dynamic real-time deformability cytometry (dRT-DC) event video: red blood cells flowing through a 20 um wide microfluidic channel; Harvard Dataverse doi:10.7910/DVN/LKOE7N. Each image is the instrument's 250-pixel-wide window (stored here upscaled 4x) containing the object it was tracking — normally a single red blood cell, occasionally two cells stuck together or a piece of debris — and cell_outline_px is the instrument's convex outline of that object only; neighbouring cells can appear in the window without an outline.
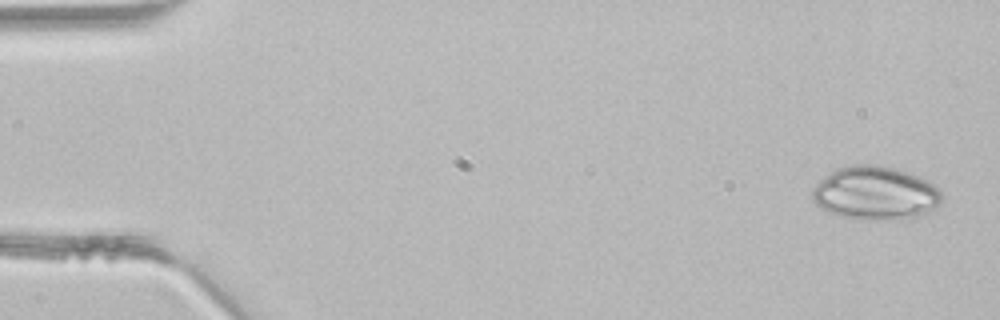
{"species": "common noctule bat (a hibernating species)", "species_latin": "Nyctalus noctula", "temperature_condition": "room temperature", "stored_images_in_passage": 2, "camera_frame_rate_fps": 3000, "um_per_image_px": 0.085, "animal": {"sex": "male", "body_mass_g": 21.5, "forearm_length_mm": 52.0}, "frame": {"image": 1, "passage_image": 1, "time_ms": 0.0, "image_size_px": [1000, 320], "cell_outline_px": [[940, 208], [936, 212], [920, 216], [876, 220], [860, 220], [840, 216], [828, 212], [820, 208], [812, 200], [812, 188], [828, 172], [836, 168], [852, 164], [872, 164], [896, 168], [908, 172], [928, 180], [940, 188]], "centroid_in_image_um": [74.42, 16.42], "position_along_channel_um": 10.6, "area_um2": 41.1}}